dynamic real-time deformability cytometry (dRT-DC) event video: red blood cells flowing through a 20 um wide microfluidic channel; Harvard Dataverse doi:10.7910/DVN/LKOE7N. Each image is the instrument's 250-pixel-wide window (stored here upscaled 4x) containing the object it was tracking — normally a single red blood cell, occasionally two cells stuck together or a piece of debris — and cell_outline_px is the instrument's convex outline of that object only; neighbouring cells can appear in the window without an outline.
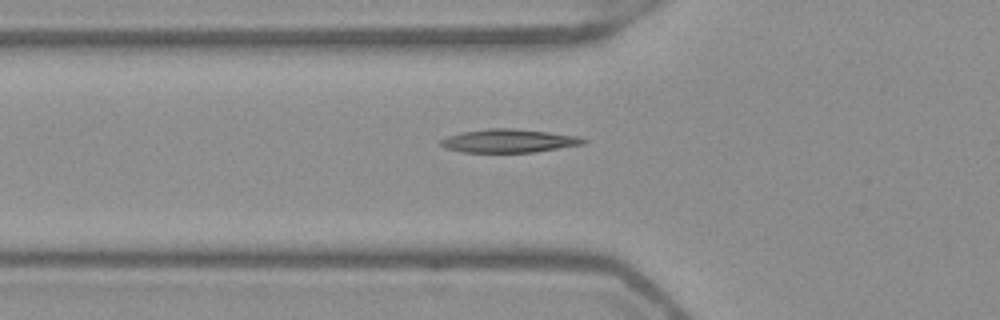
{"species": "Egyptian fruit bat (a non-hibernating species)", "species_latin": "Rousettus aegyptiacus", "temperature_condition": "warm", "stored_images_in_passage": 38, "segment_of_instrument_passage": [1, 2], "camera_frame_rate_fps": 3000, "um_per_image_px": 0.085, "frame": {"image": 1, "passage_image": 4, "time_ms": 1.0, "image_size_px": [1000, 320], "cell_outline_px": [[588, 140], [584, 144], [536, 152], [460, 152], [444, 148], [440, 144], [440, 140], [448, 136], [460, 132], [488, 128], [512, 128], [548, 132], [580, 136]], "centroid_in_image_um": [43.25, 11.97], "position_along_channel_um": 82.6, "area_um2": 19.59}}
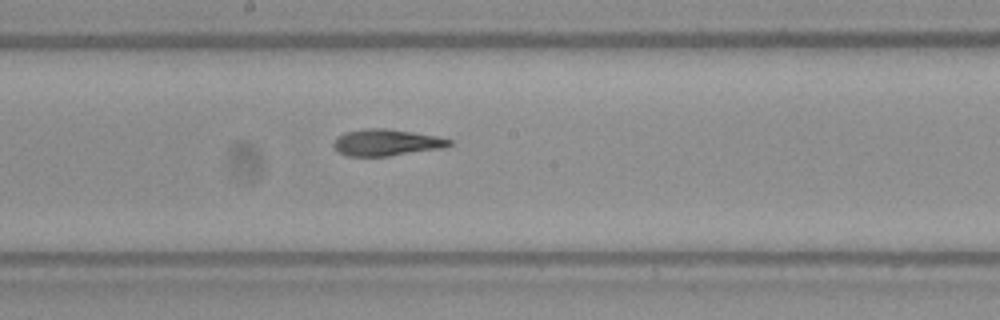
{"frame": {"image": 2, "passage_image": 14, "time_ms": 4.333, "image_size_px": [1000, 320], "cell_outline_px": [[452, 144], [444, 148], [388, 156], [348, 156], [336, 152], [332, 148], [332, 144], [344, 132], [364, 128], [384, 128], [412, 132], [436, 136], [452, 140]], "centroid_in_image_um": [32.81, 12.12], "position_along_channel_um": 215.4, "area_um2": 17.98}}
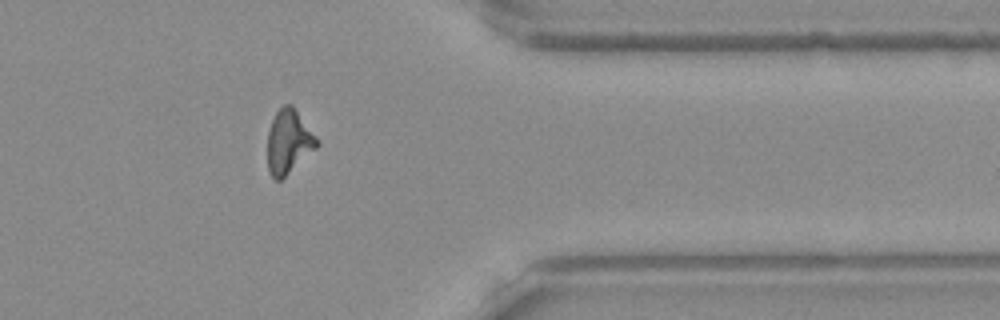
{"frame": {"image": 3, "passage_image": 28, "time_ms": 9.0, "image_size_px": [1000, 320], "cell_outline_px": [[320, 144], [316, 148], [280, 180], [276, 180], [268, 172], [268, 132], [272, 120], [276, 112], [284, 104], [292, 104], [320, 140]], "centroid_in_image_um": [24.55, 12.02], "position_along_channel_um": 386.8, "area_um2": 18.32}}